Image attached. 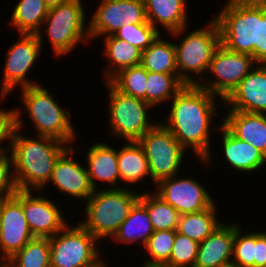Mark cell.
Wrapping results in <instances>:
<instances>
[{"instance_id": "6da1fadb", "label": "cell", "mask_w": 266, "mask_h": 267, "mask_svg": "<svg viewBox=\"0 0 266 267\" xmlns=\"http://www.w3.org/2000/svg\"><path fill=\"white\" fill-rule=\"evenodd\" d=\"M218 99L199 85H185L171 100L167 119L159 121L186 151H193L194 159L205 169L214 159L211 124L218 114Z\"/></svg>"}, {"instance_id": "7a4b0ae2", "label": "cell", "mask_w": 266, "mask_h": 267, "mask_svg": "<svg viewBox=\"0 0 266 267\" xmlns=\"http://www.w3.org/2000/svg\"><path fill=\"white\" fill-rule=\"evenodd\" d=\"M216 14L221 44L253 56L257 64H266V1L227 0Z\"/></svg>"}, {"instance_id": "3957f363", "label": "cell", "mask_w": 266, "mask_h": 267, "mask_svg": "<svg viewBox=\"0 0 266 267\" xmlns=\"http://www.w3.org/2000/svg\"><path fill=\"white\" fill-rule=\"evenodd\" d=\"M15 128L9 153L18 190L41 191L48 187L52 171L59 157L70 147L51 137L25 135Z\"/></svg>"}, {"instance_id": "277c9868", "label": "cell", "mask_w": 266, "mask_h": 267, "mask_svg": "<svg viewBox=\"0 0 266 267\" xmlns=\"http://www.w3.org/2000/svg\"><path fill=\"white\" fill-rule=\"evenodd\" d=\"M19 89L22 95L19 100L23 107H15V128L22 131L24 129L25 124L22 123L24 110L31 118L29 120L34 126L33 131L36 135L54 138L70 147L77 142L78 133L71 122L73 118L71 108L68 107V110L65 107L62 108L54 98L55 93H49L51 89L48 90L43 83Z\"/></svg>"}, {"instance_id": "5b68a950", "label": "cell", "mask_w": 266, "mask_h": 267, "mask_svg": "<svg viewBox=\"0 0 266 267\" xmlns=\"http://www.w3.org/2000/svg\"><path fill=\"white\" fill-rule=\"evenodd\" d=\"M203 26V28H196L189 32L187 30L189 26H187L169 33L174 39L179 40L174 42L177 71L179 78L186 85H198L208 76L206 73L214 52L221 45V34L217 21L212 17L209 22H206V26Z\"/></svg>"}, {"instance_id": "8992f818", "label": "cell", "mask_w": 266, "mask_h": 267, "mask_svg": "<svg viewBox=\"0 0 266 267\" xmlns=\"http://www.w3.org/2000/svg\"><path fill=\"white\" fill-rule=\"evenodd\" d=\"M142 190L133 188L99 189L85 201V218L79 223L101 243L117 233L131 208L139 200ZM102 240V241H101Z\"/></svg>"}, {"instance_id": "52a82bcc", "label": "cell", "mask_w": 266, "mask_h": 267, "mask_svg": "<svg viewBox=\"0 0 266 267\" xmlns=\"http://www.w3.org/2000/svg\"><path fill=\"white\" fill-rule=\"evenodd\" d=\"M86 15L81 0H68L49 9L43 21L45 26L43 25L41 31L37 33L42 49L44 34H47L48 43H51L53 53L57 57L72 53L79 43H89L91 39Z\"/></svg>"}, {"instance_id": "ba28073f", "label": "cell", "mask_w": 266, "mask_h": 267, "mask_svg": "<svg viewBox=\"0 0 266 267\" xmlns=\"http://www.w3.org/2000/svg\"><path fill=\"white\" fill-rule=\"evenodd\" d=\"M108 92L107 115L109 117L107 132L123 141H138L159 121L150 119L154 108L144 100L128 96L118 91L109 81L104 82ZM154 121V122H153Z\"/></svg>"}, {"instance_id": "9c48e42d", "label": "cell", "mask_w": 266, "mask_h": 267, "mask_svg": "<svg viewBox=\"0 0 266 267\" xmlns=\"http://www.w3.org/2000/svg\"><path fill=\"white\" fill-rule=\"evenodd\" d=\"M49 243L51 267H92L104 250L97 245L101 242L79 223H68L49 238Z\"/></svg>"}, {"instance_id": "30bf717a", "label": "cell", "mask_w": 266, "mask_h": 267, "mask_svg": "<svg viewBox=\"0 0 266 267\" xmlns=\"http://www.w3.org/2000/svg\"><path fill=\"white\" fill-rule=\"evenodd\" d=\"M138 142L146 155L154 186L162 179L181 173L187 151L161 122L148 130Z\"/></svg>"}, {"instance_id": "8fae6325", "label": "cell", "mask_w": 266, "mask_h": 267, "mask_svg": "<svg viewBox=\"0 0 266 267\" xmlns=\"http://www.w3.org/2000/svg\"><path fill=\"white\" fill-rule=\"evenodd\" d=\"M256 65L253 56L232 52L221 44L214 52L207 73L212 76H206L198 85L218 97L222 106L223 101Z\"/></svg>"}, {"instance_id": "7c38bea8", "label": "cell", "mask_w": 266, "mask_h": 267, "mask_svg": "<svg viewBox=\"0 0 266 267\" xmlns=\"http://www.w3.org/2000/svg\"><path fill=\"white\" fill-rule=\"evenodd\" d=\"M18 36L17 42L8 46L5 53L3 77L0 83V104H3L7 95H11V92L17 88L40 84L27 77L44 51L39 38L37 34H19Z\"/></svg>"}, {"instance_id": "4fadbf2b", "label": "cell", "mask_w": 266, "mask_h": 267, "mask_svg": "<svg viewBox=\"0 0 266 267\" xmlns=\"http://www.w3.org/2000/svg\"><path fill=\"white\" fill-rule=\"evenodd\" d=\"M100 1L88 21L91 40L114 35L124 24L148 22L143 0Z\"/></svg>"}, {"instance_id": "5bb4252c", "label": "cell", "mask_w": 266, "mask_h": 267, "mask_svg": "<svg viewBox=\"0 0 266 267\" xmlns=\"http://www.w3.org/2000/svg\"><path fill=\"white\" fill-rule=\"evenodd\" d=\"M179 176L162 179L152 188H155L153 191L180 215L203 211L215 202L207 187L197 181L195 176Z\"/></svg>"}, {"instance_id": "9a60e30c", "label": "cell", "mask_w": 266, "mask_h": 267, "mask_svg": "<svg viewBox=\"0 0 266 267\" xmlns=\"http://www.w3.org/2000/svg\"><path fill=\"white\" fill-rule=\"evenodd\" d=\"M33 238L23 213V190L0 200V262L3 264Z\"/></svg>"}, {"instance_id": "2e32d148", "label": "cell", "mask_w": 266, "mask_h": 267, "mask_svg": "<svg viewBox=\"0 0 266 267\" xmlns=\"http://www.w3.org/2000/svg\"><path fill=\"white\" fill-rule=\"evenodd\" d=\"M44 194L41 191H23V213L34 237L50 238L70 221L66 220L55 201Z\"/></svg>"}, {"instance_id": "e0dca14e", "label": "cell", "mask_w": 266, "mask_h": 267, "mask_svg": "<svg viewBox=\"0 0 266 267\" xmlns=\"http://www.w3.org/2000/svg\"><path fill=\"white\" fill-rule=\"evenodd\" d=\"M75 145L69 147L56 161L51 178L48 182L55 185L58 193L70 199L85 201L94 193L85 164L77 162L75 152H78ZM84 164V165H83ZM79 199V200H78Z\"/></svg>"}, {"instance_id": "ac0fdd59", "label": "cell", "mask_w": 266, "mask_h": 267, "mask_svg": "<svg viewBox=\"0 0 266 267\" xmlns=\"http://www.w3.org/2000/svg\"><path fill=\"white\" fill-rule=\"evenodd\" d=\"M223 107L266 114V64H257L223 101Z\"/></svg>"}, {"instance_id": "d6986e66", "label": "cell", "mask_w": 266, "mask_h": 267, "mask_svg": "<svg viewBox=\"0 0 266 267\" xmlns=\"http://www.w3.org/2000/svg\"><path fill=\"white\" fill-rule=\"evenodd\" d=\"M86 151V170L94 190L123 188L118 168L117 149L107 142H92ZM99 182L109 187L99 188ZM120 182V183H119Z\"/></svg>"}, {"instance_id": "ffe728a7", "label": "cell", "mask_w": 266, "mask_h": 267, "mask_svg": "<svg viewBox=\"0 0 266 267\" xmlns=\"http://www.w3.org/2000/svg\"><path fill=\"white\" fill-rule=\"evenodd\" d=\"M222 135L221 143L222 160H225L228 167L236 172L251 173L259 172L266 168V156L252 145L235 137L223 124L222 119L217 126ZM223 156V157H222ZM258 170V171H257Z\"/></svg>"}, {"instance_id": "44dd1931", "label": "cell", "mask_w": 266, "mask_h": 267, "mask_svg": "<svg viewBox=\"0 0 266 267\" xmlns=\"http://www.w3.org/2000/svg\"><path fill=\"white\" fill-rule=\"evenodd\" d=\"M235 222H222L199 244L194 267H231Z\"/></svg>"}, {"instance_id": "7402d4cb", "label": "cell", "mask_w": 266, "mask_h": 267, "mask_svg": "<svg viewBox=\"0 0 266 267\" xmlns=\"http://www.w3.org/2000/svg\"><path fill=\"white\" fill-rule=\"evenodd\" d=\"M222 124L238 139L266 156V114L225 110Z\"/></svg>"}, {"instance_id": "603a6c76", "label": "cell", "mask_w": 266, "mask_h": 267, "mask_svg": "<svg viewBox=\"0 0 266 267\" xmlns=\"http://www.w3.org/2000/svg\"><path fill=\"white\" fill-rule=\"evenodd\" d=\"M147 21L160 33L189 26L187 0H143ZM164 28V31L158 26ZM162 30V31H160Z\"/></svg>"}, {"instance_id": "cb8c5ba5", "label": "cell", "mask_w": 266, "mask_h": 267, "mask_svg": "<svg viewBox=\"0 0 266 267\" xmlns=\"http://www.w3.org/2000/svg\"><path fill=\"white\" fill-rule=\"evenodd\" d=\"M117 150L118 168L124 188L151 180L146 155L138 141H125ZM132 185V187H131ZM127 186V187H126Z\"/></svg>"}, {"instance_id": "d4e9b609", "label": "cell", "mask_w": 266, "mask_h": 267, "mask_svg": "<svg viewBox=\"0 0 266 267\" xmlns=\"http://www.w3.org/2000/svg\"><path fill=\"white\" fill-rule=\"evenodd\" d=\"M103 55L109 62L103 69L104 82L109 81L120 70L141 62L142 50L132 46L125 40L117 38L115 35L103 37Z\"/></svg>"}, {"instance_id": "484cf974", "label": "cell", "mask_w": 266, "mask_h": 267, "mask_svg": "<svg viewBox=\"0 0 266 267\" xmlns=\"http://www.w3.org/2000/svg\"><path fill=\"white\" fill-rule=\"evenodd\" d=\"M154 233V228L146 207L138 200L131 208L128 217L122 222L113 240L117 244H133L139 241L144 247L150 236ZM130 243V244H129Z\"/></svg>"}, {"instance_id": "4316f807", "label": "cell", "mask_w": 266, "mask_h": 267, "mask_svg": "<svg viewBox=\"0 0 266 267\" xmlns=\"http://www.w3.org/2000/svg\"><path fill=\"white\" fill-rule=\"evenodd\" d=\"M216 204L214 202L200 212L181 214L176 231L198 243L202 242L223 222L217 216L219 212Z\"/></svg>"}, {"instance_id": "83f0119b", "label": "cell", "mask_w": 266, "mask_h": 267, "mask_svg": "<svg viewBox=\"0 0 266 267\" xmlns=\"http://www.w3.org/2000/svg\"><path fill=\"white\" fill-rule=\"evenodd\" d=\"M48 12L45 0H19L10 14V25L18 34H37Z\"/></svg>"}, {"instance_id": "f1b7e54d", "label": "cell", "mask_w": 266, "mask_h": 267, "mask_svg": "<svg viewBox=\"0 0 266 267\" xmlns=\"http://www.w3.org/2000/svg\"><path fill=\"white\" fill-rule=\"evenodd\" d=\"M162 34L142 51L140 64L150 72L178 74L174 41L163 39Z\"/></svg>"}, {"instance_id": "f546056e", "label": "cell", "mask_w": 266, "mask_h": 267, "mask_svg": "<svg viewBox=\"0 0 266 267\" xmlns=\"http://www.w3.org/2000/svg\"><path fill=\"white\" fill-rule=\"evenodd\" d=\"M146 103L154 109L174 96L186 85L178 74L154 73L148 71L146 81Z\"/></svg>"}, {"instance_id": "4dcf8cb0", "label": "cell", "mask_w": 266, "mask_h": 267, "mask_svg": "<svg viewBox=\"0 0 266 267\" xmlns=\"http://www.w3.org/2000/svg\"><path fill=\"white\" fill-rule=\"evenodd\" d=\"M144 189L139 201L146 207L154 231L176 230L180 214L155 192Z\"/></svg>"}, {"instance_id": "1f68e13d", "label": "cell", "mask_w": 266, "mask_h": 267, "mask_svg": "<svg viewBox=\"0 0 266 267\" xmlns=\"http://www.w3.org/2000/svg\"><path fill=\"white\" fill-rule=\"evenodd\" d=\"M3 265L4 267H51L49 238L34 237Z\"/></svg>"}, {"instance_id": "d6a6232c", "label": "cell", "mask_w": 266, "mask_h": 267, "mask_svg": "<svg viewBox=\"0 0 266 267\" xmlns=\"http://www.w3.org/2000/svg\"><path fill=\"white\" fill-rule=\"evenodd\" d=\"M148 71L141 65L124 68L109 82L121 93L146 102V81Z\"/></svg>"}, {"instance_id": "836d02e7", "label": "cell", "mask_w": 266, "mask_h": 267, "mask_svg": "<svg viewBox=\"0 0 266 267\" xmlns=\"http://www.w3.org/2000/svg\"><path fill=\"white\" fill-rule=\"evenodd\" d=\"M176 230L154 231L143 247L149 258L145 262L167 263L170 259Z\"/></svg>"}, {"instance_id": "e575fe53", "label": "cell", "mask_w": 266, "mask_h": 267, "mask_svg": "<svg viewBox=\"0 0 266 267\" xmlns=\"http://www.w3.org/2000/svg\"><path fill=\"white\" fill-rule=\"evenodd\" d=\"M160 34L149 22L137 24H124L114 34L117 38L146 50Z\"/></svg>"}, {"instance_id": "d590c367", "label": "cell", "mask_w": 266, "mask_h": 267, "mask_svg": "<svg viewBox=\"0 0 266 267\" xmlns=\"http://www.w3.org/2000/svg\"><path fill=\"white\" fill-rule=\"evenodd\" d=\"M241 224L235 223L233 258L231 267H254V232L243 233Z\"/></svg>"}, {"instance_id": "8d00e7d4", "label": "cell", "mask_w": 266, "mask_h": 267, "mask_svg": "<svg viewBox=\"0 0 266 267\" xmlns=\"http://www.w3.org/2000/svg\"><path fill=\"white\" fill-rule=\"evenodd\" d=\"M198 242L176 232L170 259L171 267H194L199 249Z\"/></svg>"}, {"instance_id": "74e56055", "label": "cell", "mask_w": 266, "mask_h": 267, "mask_svg": "<svg viewBox=\"0 0 266 267\" xmlns=\"http://www.w3.org/2000/svg\"><path fill=\"white\" fill-rule=\"evenodd\" d=\"M17 191L12 159L8 151L0 154V200L13 196Z\"/></svg>"}, {"instance_id": "f35d334b", "label": "cell", "mask_w": 266, "mask_h": 267, "mask_svg": "<svg viewBox=\"0 0 266 267\" xmlns=\"http://www.w3.org/2000/svg\"><path fill=\"white\" fill-rule=\"evenodd\" d=\"M0 107V154H2L10 149L11 137L15 129V108L7 110ZM4 141L7 142L8 147L3 146Z\"/></svg>"}, {"instance_id": "ab89813d", "label": "cell", "mask_w": 266, "mask_h": 267, "mask_svg": "<svg viewBox=\"0 0 266 267\" xmlns=\"http://www.w3.org/2000/svg\"><path fill=\"white\" fill-rule=\"evenodd\" d=\"M266 266V230L254 232V267Z\"/></svg>"}, {"instance_id": "60d3db41", "label": "cell", "mask_w": 266, "mask_h": 267, "mask_svg": "<svg viewBox=\"0 0 266 267\" xmlns=\"http://www.w3.org/2000/svg\"><path fill=\"white\" fill-rule=\"evenodd\" d=\"M68 0H45V3L49 9L59 6L60 4Z\"/></svg>"}, {"instance_id": "b9f144b4", "label": "cell", "mask_w": 266, "mask_h": 267, "mask_svg": "<svg viewBox=\"0 0 266 267\" xmlns=\"http://www.w3.org/2000/svg\"><path fill=\"white\" fill-rule=\"evenodd\" d=\"M140 267H171L167 263H150V262H142Z\"/></svg>"}, {"instance_id": "7bdbcfd3", "label": "cell", "mask_w": 266, "mask_h": 267, "mask_svg": "<svg viewBox=\"0 0 266 267\" xmlns=\"http://www.w3.org/2000/svg\"><path fill=\"white\" fill-rule=\"evenodd\" d=\"M104 258L102 257L95 265H93L92 267H110L109 266V262L106 263L105 260H103Z\"/></svg>"}]
</instances>
